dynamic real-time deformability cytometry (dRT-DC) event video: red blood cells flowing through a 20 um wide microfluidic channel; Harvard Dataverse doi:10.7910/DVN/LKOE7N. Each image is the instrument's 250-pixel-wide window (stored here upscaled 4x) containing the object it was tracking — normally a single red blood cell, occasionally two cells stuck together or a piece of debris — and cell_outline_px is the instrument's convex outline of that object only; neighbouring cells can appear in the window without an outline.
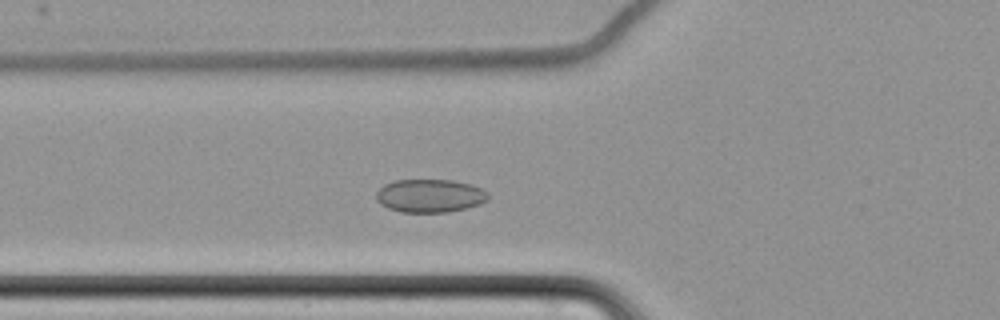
{"species": "common noctule bat (a hibernating species)", "species_latin": "Nyctalus noctula", "temperature_condition": "cold", "stored_images_in_passage": 56, "camera_frame_rate_fps": 3000, "um_per_image_px": 0.085, "animal": {"sex": "female", "body_mass_g": 22.7, "forearm_length_mm": 54.2}, "frame": {"image": 1, "passage_image": 18, "time_ms": 5.667, "image_size_px": [1000, 320], "cell_outline_px": [[488, 200], [480, 204], [468, 208], [448, 212], [400, 212], [388, 208], [380, 204], [376, 200], [376, 192], [384, 184], [396, 180], [452, 180], [472, 184], [488, 192]], "centroid_in_image_um": [36.55, 16.64], "position_along_channel_um": 89.3, "area_um2": 21.85}}
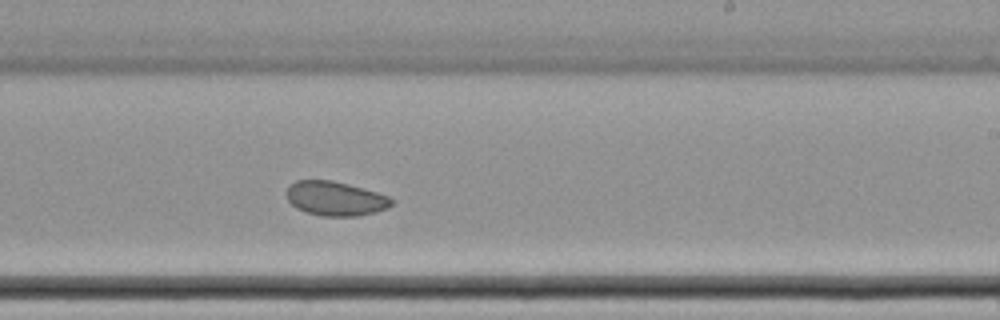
{"frame": {"image": 2, "passage_image": 33, "time_ms": 10.667, "image_size_px": [1000, 320], "cell_outline_px": [[396, 200], [388, 208], [376, 212], [356, 216], [320, 216], [296, 208], [288, 200], [288, 184], [296, 180], [332, 180], [348, 184], [376, 192], [388, 196]], "centroid_in_image_um": [28.53, 16.87], "position_along_channel_um": 260.5, "area_um2": 20.98}}
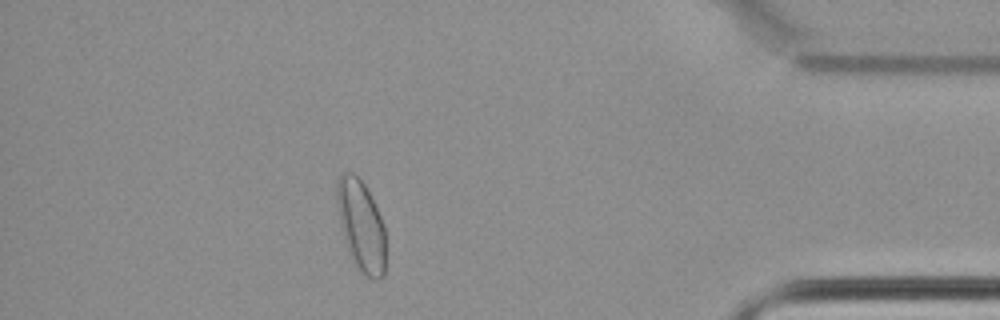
{"frame": {"image": 3, "passage_image": 49, "time_ms": 16.0, "image_size_px": [1000, 320], "cell_outline_px": [[384, 276], [380, 280], [376, 280], [364, 276], [352, 264], [344, 240], [340, 224], [336, 204], [336, 180], [340, 172], [352, 172], [364, 184], [384, 224]], "centroid_in_image_um": [30.65, 19.21], "position_along_channel_um": 404.5, "area_um2": 26.18}, "authors_computed_cell_mechanics": {"area_um2": 23.12, "velocity_mm_per_s": 3.4348, "shape_relaxation_time_tau1_ms": null, "shape_relaxation_time_tau2_ms": 1.7721, "deformation_change_tau1": null, "deformation_change_tau2": 0.0476}}